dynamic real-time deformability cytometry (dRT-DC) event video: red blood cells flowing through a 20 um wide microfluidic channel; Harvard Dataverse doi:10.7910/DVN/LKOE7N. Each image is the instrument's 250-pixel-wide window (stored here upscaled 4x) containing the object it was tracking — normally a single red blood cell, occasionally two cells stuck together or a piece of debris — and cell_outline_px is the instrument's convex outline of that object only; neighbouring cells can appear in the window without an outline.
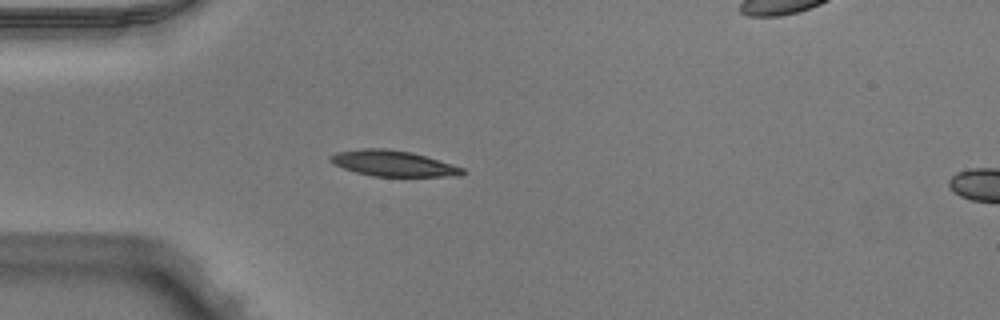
{"species": "Egyptian fruit bat (a non-hibernating species)", "species_latin": "Rousettus aegyptiacus", "temperature_condition": "warm", "stored_images_in_passage": 38, "segment_of_instrument_passage": [1, 2], "camera_frame_rate_fps": 3000, "um_per_image_px": 0.085, "animal": {"sex": "male"}, "frame": {"image": 1, "passage_image": 1, "time_ms": 0.0, "image_size_px": [1000, 320], "cell_outline_px": [[468, 172], [460, 176], [372, 176], [356, 172], [344, 168], [328, 160], [328, 156], [336, 152], [364, 148], [388, 148], [412, 152], [452, 164], [464, 168]], "centroid_in_image_um": [33.44, 13.88], "position_along_channel_um": 51.6, "area_um2": 19.88}}
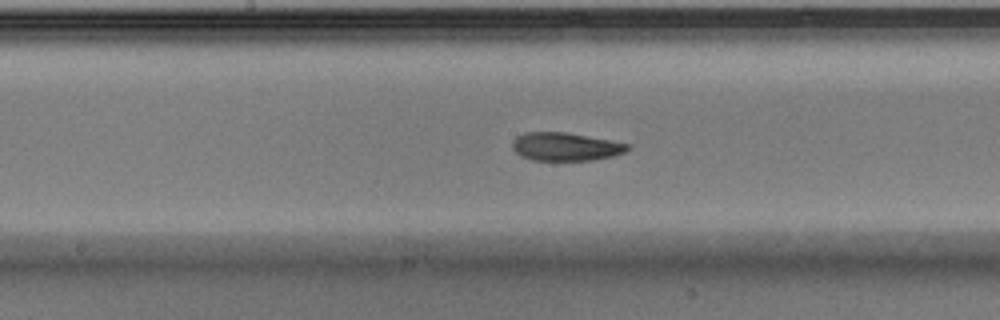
{"frame": {"image": 2, "passage_image": 13, "time_ms": 4.0, "image_size_px": [1000, 320], "cell_outline_px": [[632, 148], [624, 152], [612, 156], [592, 160], [532, 160], [520, 156], [512, 148], [512, 140], [516, 136], [524, 132], [568, 132], [632, 144]], "centroid_in_image_um": [48.08, 12.45], "position_along_channel_um": 200.1, "area_um2": 19.19}}
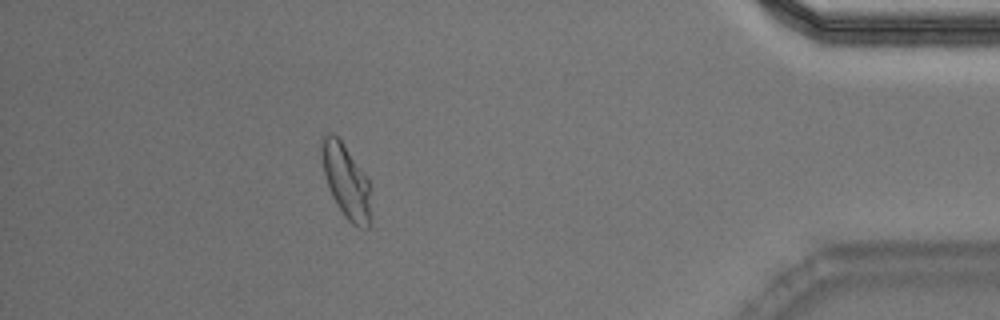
{"frame": {"image": 3, "passage_image": 32, "time_ms": 10.333, "image_size_px": [1000, 320], "cell_outline_px": [[368, 228], [356, 228], [344, 216], [336, 204], [332, 196], [324, 176], [320, 156], [320, 136], [328, 132], [332, 132], [340, 140], [368, 180]], "centroid_in_image_um": [29.32, 15.34], "position_along_channel_um": 405.9, "area_um2": 20.69}}